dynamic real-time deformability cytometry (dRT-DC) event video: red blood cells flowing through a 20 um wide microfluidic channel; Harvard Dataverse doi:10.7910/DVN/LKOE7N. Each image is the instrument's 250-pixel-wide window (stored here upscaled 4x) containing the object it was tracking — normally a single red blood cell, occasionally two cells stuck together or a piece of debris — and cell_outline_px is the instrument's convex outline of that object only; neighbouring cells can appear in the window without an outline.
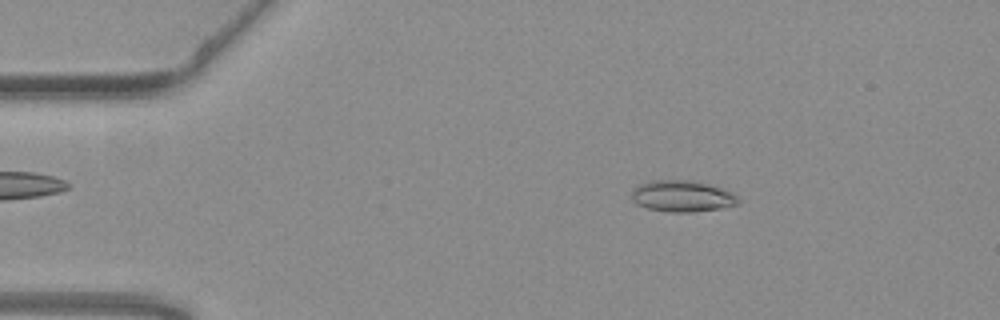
{"species": "common noctule bat (a hibernating species)", "species_latin": "Nyctalus noctula", "temperature_condition": "warm", "stored_images_in_passage": 54, "camera_frame_rate_fps": 3000, "um_per_image_px": 0.085, "animal": {"sex": "female", "body_mass_g": 19.3, "forearm_length_mm": 54.1}, "frame": {"image": 1, "passage_image": 9, "time_ms": 2.667, "image_size_px": [1000, 320], "cell_outline_px": [[740, 204], [720, 208], [692, 212], [672, 212], [648, 208], [636, 204], [632, 200], [632, 188], [640, 184], [656, 180], [688, 180], [708, 184], [732, 192], [740, 200]], "centroid_in_image_um": [57.98, 16.68], "position_along_channel_um": 27.0, "area_um2": 19.36}}
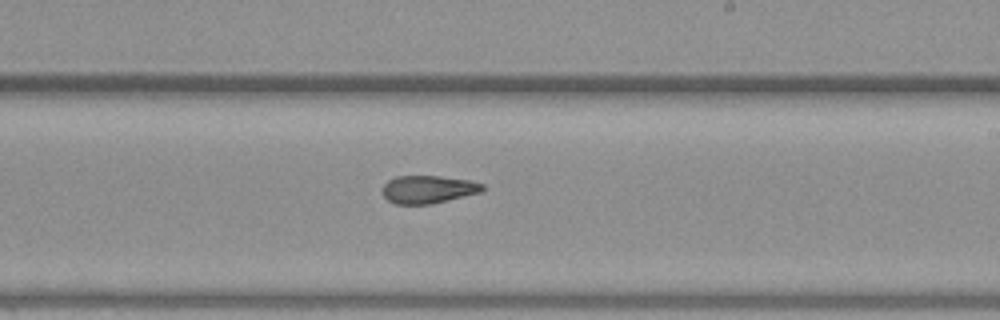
{"frame": {"image": 2, "passage_image": 32, "time_ms": 10.333, "image_size_px": [1000, 320], "cell_outline_px": [[484, 188], [480, 192], [432, 204], [396, 204], [388, 200], [384, 196], [384, 184], [388, 180], [396, 176], [440, 176], [472, 180], [484, 184]], "centroid_in_image_um": [36.41, 16.09], "position_along_channel_um": 252.6, "area_um2": 16.18}}
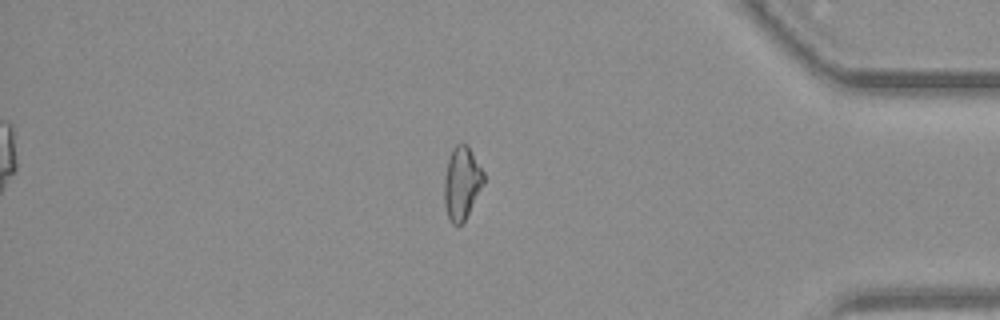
{"frame": {"image": 3, "passage_image": 46, "time_ms": 15.0, "image_size_px": [1000, 320], "cell_outline_px": [[484, 184], [464, 220], [460, 224], [452, 224], [448, 216], [444, 204], [444, 180], [448, 160], [452, 148], [456, 144], [464, 144], [468, 148], [484, 172]], "centroid_in_image_um": [39.24, 15.57], "position_along_channel_um": 396.0, "area_um2": 16.36}, "authors_computed_cell_mechanics": {"area_um2": 17.34, "velocity_mm_per_s": 3.7725, "shape_relaxation_time_tau1_ms": 7.6777, "shape_relaxation_time_tau2_ms": 3.8507, "deformation_change_tau1": 0.1891, "deformation_change_tau2": 0.1196}}